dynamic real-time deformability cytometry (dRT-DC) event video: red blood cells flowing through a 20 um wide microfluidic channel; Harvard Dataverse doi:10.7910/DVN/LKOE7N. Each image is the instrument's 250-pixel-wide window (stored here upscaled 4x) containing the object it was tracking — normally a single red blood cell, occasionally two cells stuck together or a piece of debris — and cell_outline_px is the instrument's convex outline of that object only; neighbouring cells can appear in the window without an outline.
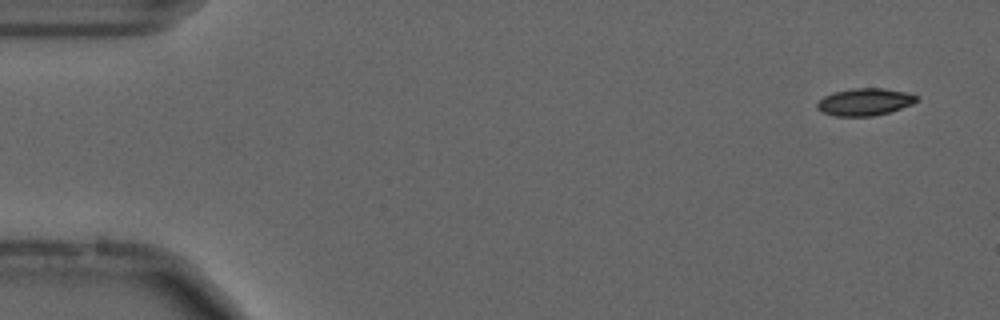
{"species": "common noctule bat (a hibernating species)", "species_latin": "Nyctalus noctula", "temperature_condition": "cold", "stored_images_in_passage": 55, "camera_frame_rate_fps": 3000, "um_per_image_px": 0.085, "animal": {"sex": "male", "forearm_length_mm": 52.5}, "frame": {"image": 1, "passage_image": 3, "time_ms": 0.667, "image_size_px": [1000, 320], "cell_outline_px": [[916, 100], [912, 104], [888, 112], [872, 116], [836, 116], [824, 112], [816, 108], [816, 104], [824, 96], [832, 92], [852, 88], [880, 88], [904, 92], [916, 96]], "centroid_in_image_um": [73.44, 8.66], "position_along_channel_um": 11.6, "area_um2": 15.49}}
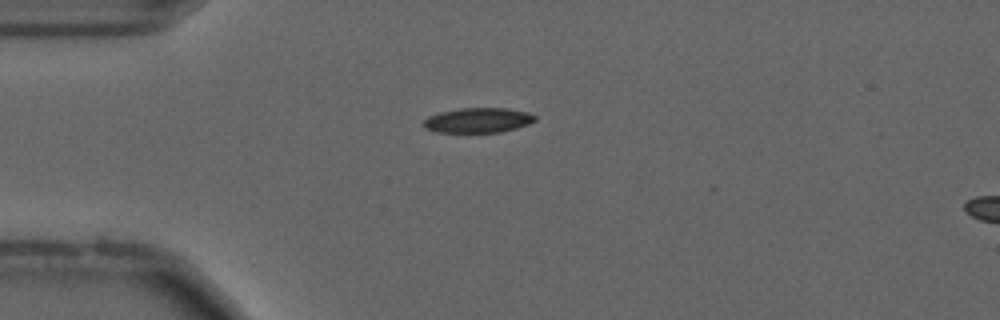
{"frame": {"image": 2, "passage_image": 14, "time_ms": 4.333, "image_size_px": [1000, 320], "cell_outline_px": [[536, 120], [528, 124], [516, 128], [500, 132], [436, 132], [424, 128], [420, 124], [428, 116], [440, 112], [460, 108], [504, 108], [528, 112], [536, 116]], "centroid_in_image_um": [40.59, 10.22], "position_along_channel_um": 44.4, "area_um2": 16.24}}
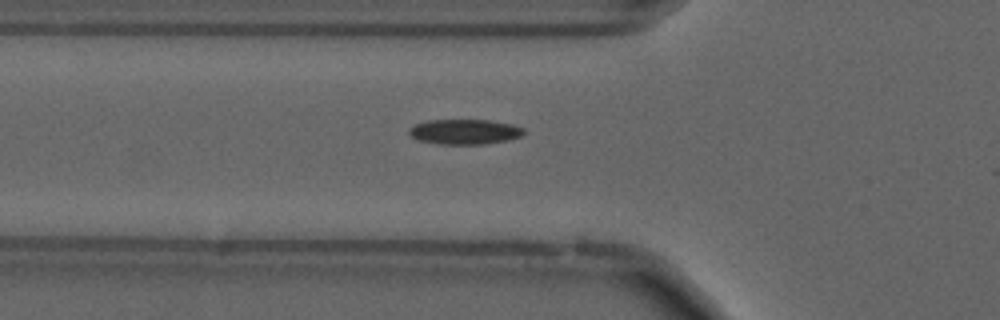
{"frame": {"image": 3, "passage_image": 19, "time_ms": 6.0, "image_size_px": [1000, 320], "cell_outline_px": [[524, 132], [520, 136], [508, 140], [484, 144], [440, 144], [420, 140], [412, 136], [408, 132], [416, 124], [428, 120], [492, 120], [512, 124], [524, 128]], "centroid_in_image_um": [39.54, 11.19], "position_along_channel_um": 86.3, "area_um2": 16.59}}